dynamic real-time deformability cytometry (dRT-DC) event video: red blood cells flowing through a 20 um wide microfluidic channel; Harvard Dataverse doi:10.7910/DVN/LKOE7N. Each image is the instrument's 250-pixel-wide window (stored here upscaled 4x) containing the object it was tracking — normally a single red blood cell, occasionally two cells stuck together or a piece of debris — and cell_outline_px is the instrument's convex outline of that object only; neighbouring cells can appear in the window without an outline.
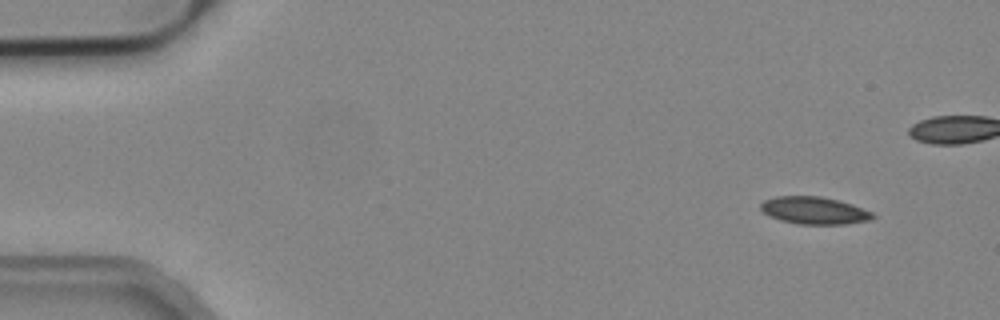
{"species": "common noctule bat (a hibernating species)", "species_latin": "Nyctalus noctula", "temperature_condition": "cold", "stored_images_in_passage": 5, "camera_frame_rate_fps": 3000, "um_per_image_px": 0.085, "animal": {"sex": "male", "body_mass_g": 19.2, "forearm_length_mm": 51.8}, "frame": {"image": 1, "passage_image": 1, "time_ms": 0.0, "image_size_px": [1000, 320], "cell_outline_px": [[876, 216], [872, 220], [844, 224], [800, 224], [780, 220], [768, 216], [760, 208], [760, 204], [764, 200], [776, 196], [820, 196], [852, 204], [872, 212]], "centroid_in_image_um": [69.2, 17.89], "position_along_channel_um": 15.8, "area_um2": 17.86}}